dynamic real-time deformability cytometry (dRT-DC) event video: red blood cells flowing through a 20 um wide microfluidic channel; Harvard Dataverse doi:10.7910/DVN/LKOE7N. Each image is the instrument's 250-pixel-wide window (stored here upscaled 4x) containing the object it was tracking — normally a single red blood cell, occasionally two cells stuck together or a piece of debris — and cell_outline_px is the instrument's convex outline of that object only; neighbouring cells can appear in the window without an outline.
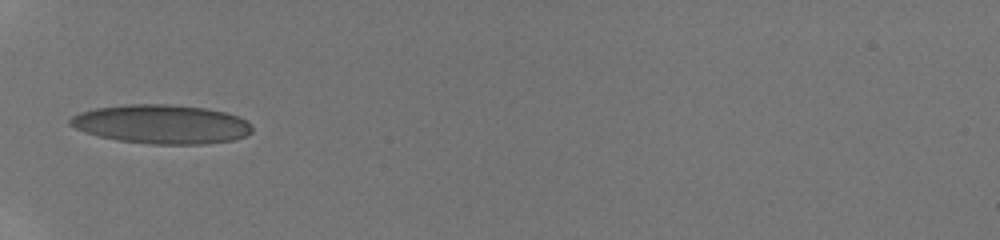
{"species": "human", "species_latin": "Homo sapiens", "temperature_condition": "room temperature", "stored_images_in_passage": 14, "camera_frame_rate_fps": 3000, "um_per_image_px": 0.085, "donor": {"sex": "male"}, "frame": {"image": 1, "passage_image": 1, "time_ms": 0.0, "image_size_px": [1000, 240], "cell_outline_px": [[252, 132], [236, 140], [208, 144], [148, 144], [120, 140], [100, 136], [84, 132], [68, 124], [68, 120], [72, 116], [80, 112], [96, 108], [124, 104], [168, 104], [208, 108], [224, 112], [236, 116], [252, 124]], "centroid_in_image_um": [13.74, 10.55], "position_along_channel_um": 71.3, "area_um2": 41.5}}
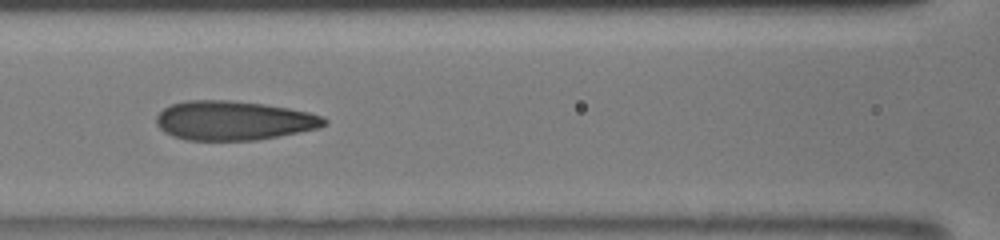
{"frame": {"image": 2, "passage_image": 6, "time_ms": 2.0, "image_size_px": [1000, 240], "cell_outline_px": [[328, 124], [320, 128], [256, 140], [184, 140], [172, 136], [164, 132], [156, 124], [156, 116], [164, 108], [172, 104], [188, 100], [228, 100], [264, 104], [288, 108], [308, 112], [324, 116], [328, 120]], "centroid_in_image_um": [19.86, 10.25], "position_along_channel_um": 146.7, "area_um2": 38.49}}
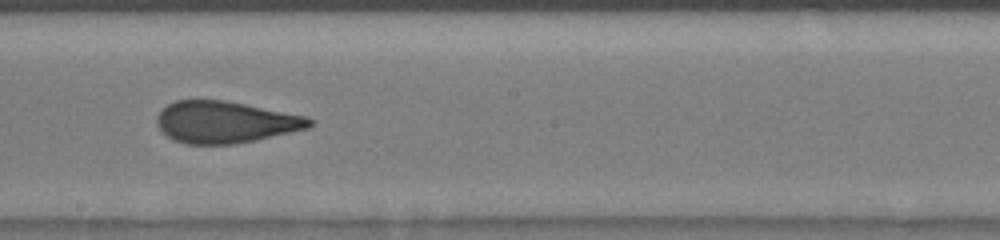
{"frame": {"image": 3, "passage_image": 12, "time_ms": 4.0, "image_size_px": [1000, 240], "cell_outline_px": [[312, 124], [308, 128], [256, 140], [232, 144], [184, 144], [172, 140], [156, 124], [156, 116], [168, 104], [176, 100], [224, 100], [308, 116], [312, 120]], "centroid_in_image_um": [19.14, 10.38], "position_along_channel_um": 229.1, "area_um2": 37.05}}